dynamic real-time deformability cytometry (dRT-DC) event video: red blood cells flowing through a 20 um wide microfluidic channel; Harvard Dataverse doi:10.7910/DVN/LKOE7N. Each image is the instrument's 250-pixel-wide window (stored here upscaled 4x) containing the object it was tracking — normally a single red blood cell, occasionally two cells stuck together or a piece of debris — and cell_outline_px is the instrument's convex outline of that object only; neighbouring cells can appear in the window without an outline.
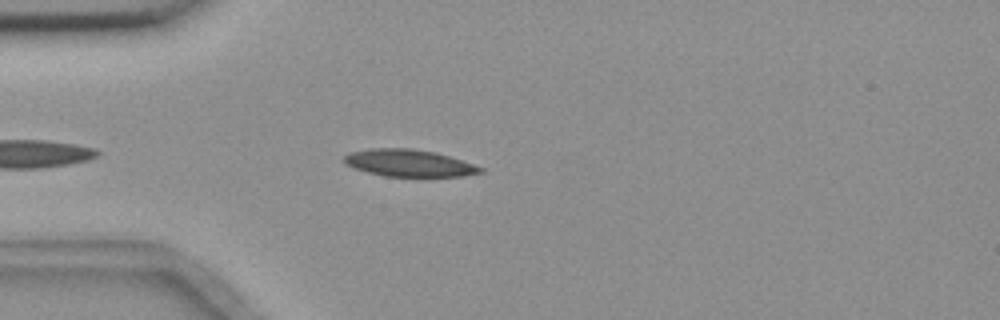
{"species": "common noctule bat (a hibernating species)", "species_latin": "Nyctalus noctula", "temperature_condition": "room temperature", "stored_images_in_passage": 27, "camera_frame_rate_fps": 3000, "um_per_image_px": 0.085, "animal": {"sex": "female", "body_mass_g": 18.4}, "frame": {"image": 1, "passage_image": 1, "time_ms": 0.0, "image_size_px": [1000, 320], "cell_outline_px": [[484, 172], [464, 176], [384, 176], [368, 172], [344, 164], [344, 156], [352, 152], [372, 148], [412, 148], [432, 152], [448, 156], [484, 168]], "centroid_in_image_um": [34.76, 13.86], "position_along_channel_um": 50.2, "area_um2": 21.15}}
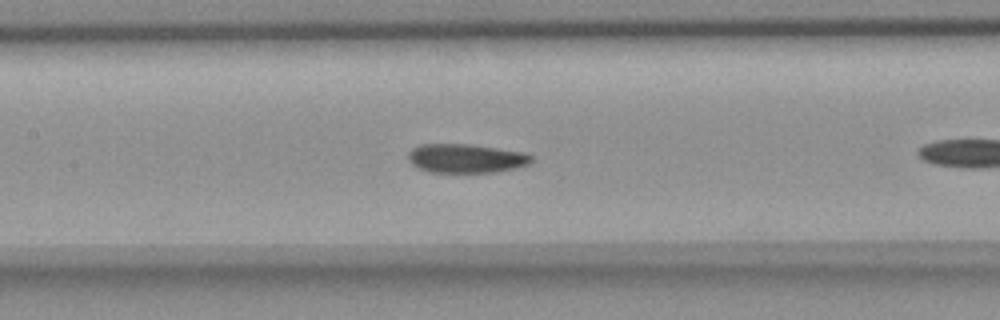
{"frame": {"image": 2, "passage_image": 8, "time_ms": 2.333, "image_size_px": [1000, 320], "cell_outline_px": [[532, 164], [516, 168], [496, 172], [432, 172], [420, 168], [412, 164], [408, 156], [408, 152], [412, 148], [420, 144], [468, 144], [524, 152], [532, 156]], "centroid_in_image_um": [39.64, 13.46], "position_along_channel_um": 167.8, "area_um2": 20.75}}
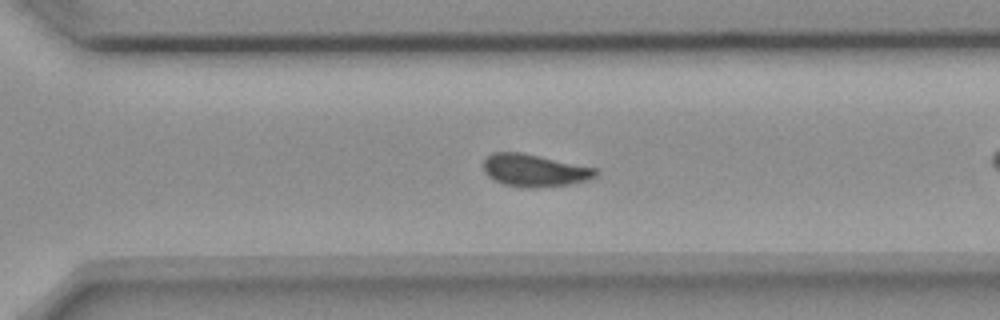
{"frame": {"image": 3, "passage_image": 21, "time_ms": 6.667, "image_size_px": [1000, 320], "cell_outline_px": [[600, 172], [596, 176], [588, 180], [572, 184], [536, 188], [524, 188], [504, 184], [488, 176], [484, 172], [484, 156], [492, 152], [520, 152], [596, 168]], "centroid_in_image_um": [45.43, 14.49], "position_along_channel_um": 325.2, "area_um2": 21.33}}